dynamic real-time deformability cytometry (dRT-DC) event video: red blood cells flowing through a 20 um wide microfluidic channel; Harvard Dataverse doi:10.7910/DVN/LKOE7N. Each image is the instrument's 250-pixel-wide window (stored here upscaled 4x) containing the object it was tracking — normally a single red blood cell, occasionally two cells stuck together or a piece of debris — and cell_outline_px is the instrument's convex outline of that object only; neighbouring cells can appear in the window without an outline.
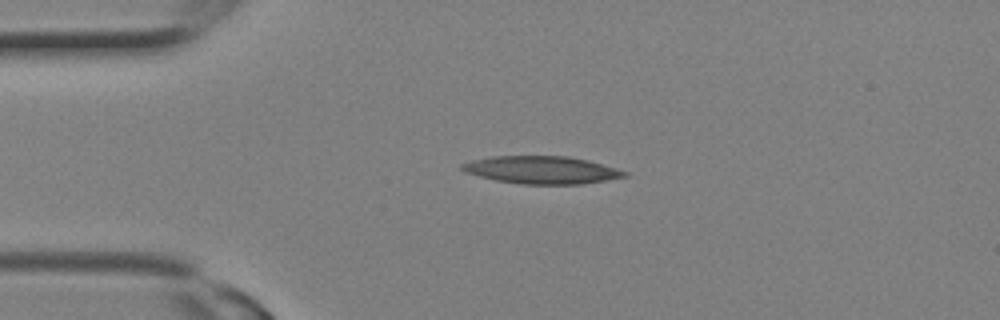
{"species": "Egyptian fruit bat (a non-hibernating species)", "species_latin": "Rousettus aegyptiacus", "temperature_condition": "room temperature", "stored_images_in_passage": 8, "camera_frame_rate_fps": 3000, "um_per_image_px": 0.085, "animal": {"sex": "female"}, "frame": {"image": 1, "passage_image": 5, "time_ms": 1.333, "image_size_px": [1000, 320], "cell_outline_px": [[628, 176], [584, 184], [524, 184], [496, 180], [480, 176], [468, 172], [460, 168], [460, 164], [472, 160], [492, 156], [568, 156], [588, 160], [616, 168], [628, 172]], "centroid_in_image_um": [46.07, 14.44], "position_along_channel_um": 38.9, "area_um2": 26.01}}
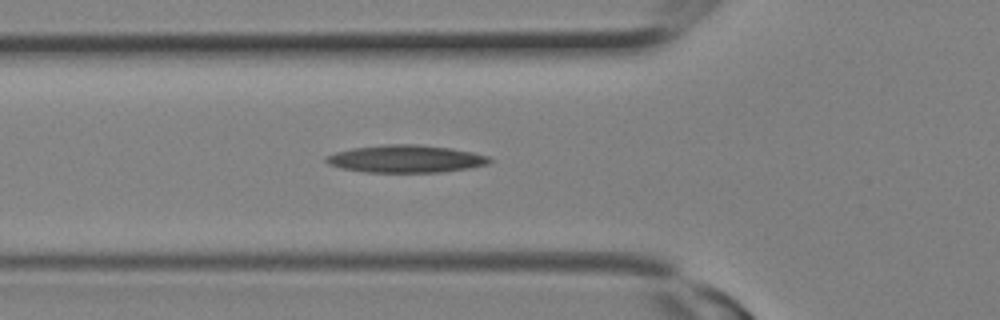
{"frame": {"image": 2, "passage_image": 8, "time_ms": 2.333, "image_size_px": [1000, 320], "cell_outline_px": [[492, 160], [488, 164], [468, 168], [444, 172], [364, 172], [340, 168], [328, 164], [324, 160], [324, 156], [336, 152], [352, 148], [384, 144], [416, 144], [452, 148], [472, 152], [488, 156]], "centroid_in_image_um": [34.46, 13.5], "position_along_channel_um": 91.3, "area_um2": 26.36}}